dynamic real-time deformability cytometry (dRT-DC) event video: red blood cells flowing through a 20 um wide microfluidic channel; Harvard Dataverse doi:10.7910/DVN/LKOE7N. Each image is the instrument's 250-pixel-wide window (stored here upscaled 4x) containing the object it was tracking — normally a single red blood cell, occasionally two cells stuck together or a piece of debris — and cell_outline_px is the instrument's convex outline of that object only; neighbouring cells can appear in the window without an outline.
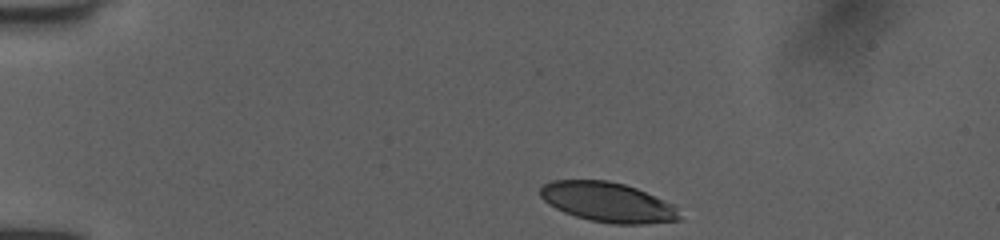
{"species": "human", "species_latin": "Homo sapiens", "temperature_condition": "room temperature", "stored_images_in_passage": 37, "camera_frame_rate_fps": 3000, "um_per_image_px": 0.085, "donor": {"sex": "female"}, "frame": {"image": 1, "passage_image": 1, "time_ms": 0.0, "image_size_px": [1000, 240], "cell_outline_px": [[684, 220], [644, 224], [612, 224], [592, 220], [576, 216], [564, 212], [548, 204], [540, 196], [540, 188], [544, 184], [552, 180], [608, 180], [624, 184], [636, 188], [664, 200], [672, 204], [676, 208]], "centroid_in_image_um": [51.68, 17.19], "position_along_channel_um": 33.3, "area_um2": 32.25}}
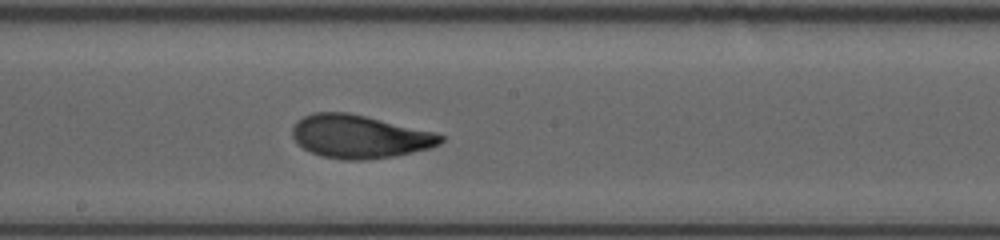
{"frame": {"image": 2, "passage_image": 20, "time_ms": 6.333, "image_size_px": [1000, 240], "cell_outline_px": [[444, 140], [440, 144], [432, 148], [396, 156], [368, 160], [344, 160], [320, 156], [296, 144], [292, 136], [292, 128], [296, 120], [312, 112], [348, 112], [436, 132], [444, 136]], "centroid_in_image_um": [30.56, 11.61], "position_along_channel_um": 217.6, "area_um2": 37.8}}
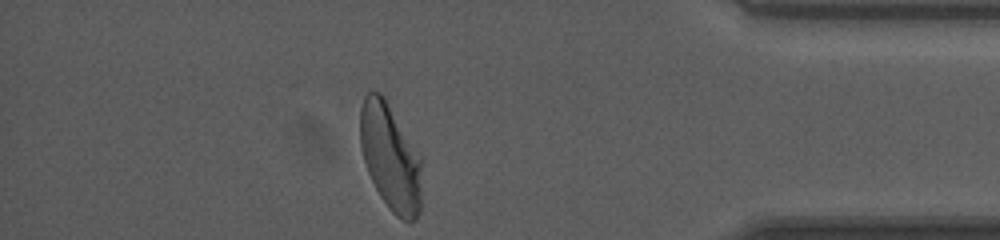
{"frame": {"image": 3, "passage_image": 36, "time_ms": 11.667, "image_size_px": [1000, 240], "cell_outline_px": [[420, 212], [416, 220], [404, 220], [396, 216], [388, 208], [380, 196], [368, 172], [364, 160], [360, 144], [360, 108], [364, 96], [368, 92], [380, 92], [384, 96], [420, 156]], "centroid_in_image_um": [33.16, 13.36], "position_along_channel_um": 402.0, "area_um2": 37.86}, "authors_computed_cell_mechanics": {"area_um2": 36.703, "velocity_mm_per_s": 4.0076, "shape_relaxation_time_tau1_ms": 3.7327, "shape_relaxation_time_tau2_ms": 0.8947, "deformation_change_tau1": 0.1831, "deformation_change_tau2": 0.0748}}